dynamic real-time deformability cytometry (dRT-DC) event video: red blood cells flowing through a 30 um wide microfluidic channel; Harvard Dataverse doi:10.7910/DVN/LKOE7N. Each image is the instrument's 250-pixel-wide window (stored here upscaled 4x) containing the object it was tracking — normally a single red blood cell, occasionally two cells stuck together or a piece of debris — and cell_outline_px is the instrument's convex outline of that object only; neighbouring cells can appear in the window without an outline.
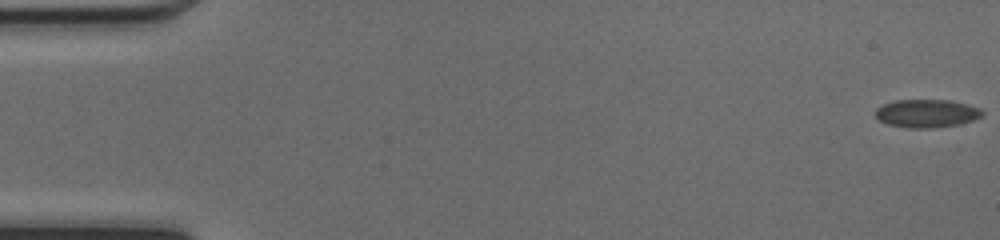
{"species": "common noctule bat (a hibernating species)", "species_latin": "Nyctalus noctula", "temperature_condition": "cold", "stored_images_in_passage": 51, "camera_frame_rate_fps": 3000, "um_per_image_px": 0.085, "animal": {"sex": "female", "body_mass_g": 17.0, "forearm_length_mm": 48.0}, "frame": {"image": 1, "passage_image": 1, "time_ms": 0.0, "image_size_px": [1000, 240], "cell_outline_px": [[984, 112], [980, 116], [972, 120], [960, 124], [932, 128], [908, 128], [888, 124], [880, 120], [876, 116], [876, 108], [884, 104], [896, 100], [952, 100], [968, 104], [980, 108]], "centroid_in_image_um": [78.78, 9.63], "position_along_channel_um": 6.2, "area_um2": 17.46}}
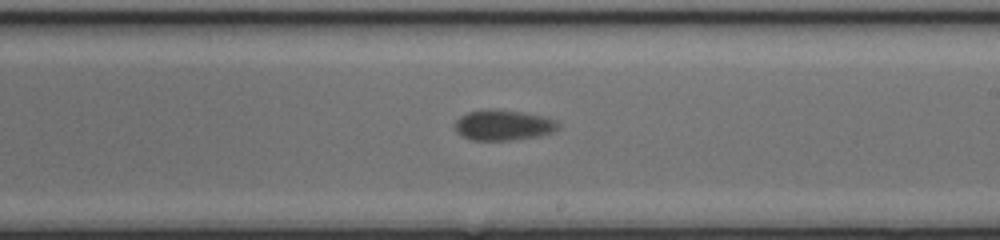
{"frame": {"image": 2, "passage_image": 30, "time_ms": 9.667, "image_size_px": [1000, 240], "cell_outline_px": [[560, 128], [552, 132], [540, 136], [512, 140], [472, 140], [456, 132], [456, 120], [460, 116], [468, 112], [488, 108], [496, 108], [524, 112], [556, 120], [560, 124]], "centroid_in_image_um": [42.8, 10.62], "position_along_channel_um": 246.2, "area_um2": 18.5}}
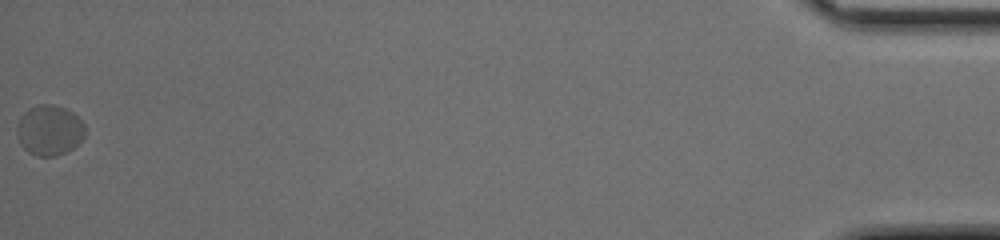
{"frame": {"image": 3, "passage_image": 51, "time_ms": 16.667, "image_size_px": [1000, 240], "cell_outline_px": [[84, 136], [72, 148], [56, 156], [36, 156], [28, 152], [20, 144], [16, 136], [16, 124], [20, 116], [28, 108], [36, 104], [56, 104], [72, 112], [84, 124]], "centroid_in_image_um": [4.14, 11.05], "position_along_channel_um": 431.1, "area_um2": 20.11}, "authors_computed_cell_mechanics": {"area_um2": 18.207, "velocity_mm_per_s": 4.1474, "shape_relaxation_time_tau1_ms": 2.9519, "shape_relaxation_time_tau2_ms": 2.4527, "deformation_change_tau1": 0.1031, "deformation_change_tau2": 0.0454}}